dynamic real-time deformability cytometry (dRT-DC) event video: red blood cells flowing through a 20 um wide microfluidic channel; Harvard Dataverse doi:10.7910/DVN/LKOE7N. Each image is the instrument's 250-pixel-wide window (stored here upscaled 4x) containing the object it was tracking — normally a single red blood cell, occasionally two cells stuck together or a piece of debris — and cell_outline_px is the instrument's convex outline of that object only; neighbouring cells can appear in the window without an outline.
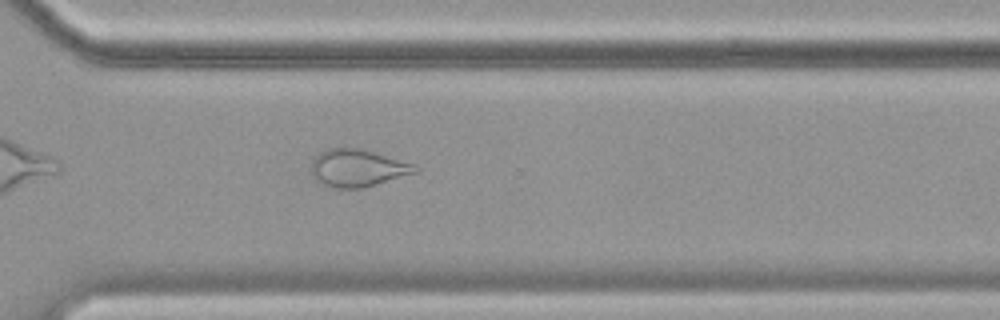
{"species": "common noctule bat (a hibernating species)", "species_latin": "Nyctalus noctula", "temperature_condition": "cold", "stored_images_in_passage": 40, "camera_frame_rate_fps": 3000, "um_per_image_px": 0.085, "animal": {"sex": "female", "body_mass_g": 19.9}, "frame": {"image": 1, "passage_image": 34, "time_ms": 11.0, "image_size_px": [1000, 320], "cell_outline_px": [[420, 168], [416, 172], [376, 184], [360, 188], [336, 188], [312, 180], [312, 160], [320, 152], [328, 148], [360, 148], [416, 164]], "centroid_in_image_um": [30.38, 14.28], "position_along_channel_um": 340.2, "area_um2": 22.54}}